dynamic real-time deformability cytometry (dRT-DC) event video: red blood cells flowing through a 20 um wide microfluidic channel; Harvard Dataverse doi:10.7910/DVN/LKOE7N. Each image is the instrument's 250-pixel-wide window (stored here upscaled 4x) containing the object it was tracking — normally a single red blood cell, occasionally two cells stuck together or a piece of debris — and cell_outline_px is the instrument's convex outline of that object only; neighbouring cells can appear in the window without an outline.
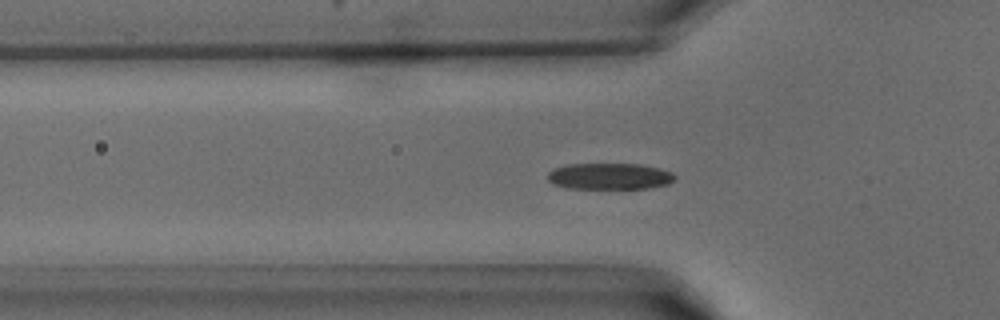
{"species": "common noctule bat (a hibernating species)", "species_latin": "Nyctalus noctula", "temperature_condition": "warm", "stored_images_in_passage": 33, "camera_frame_rate_fps": 3000, "um_per_image_px": 0.085, "animal": {"sex": "male", "body_mass_g": 15.6}, "frame": {"image": 1, "passage_image": 5, "time_ms": 1.333, "image_size_px": [1000, 320], "cell_outline_px": [[676, 180], [668, 184], [648, 188], [568, 188], [552, 184], [548, 180], [548, 172], [552, 168], [568, 164], [640, 164], [660, 168], [672, 172], [676, 176]], "centroid_in_image_um": [51.82, 14.98], "position_along_channel_um": 74.0, "area_um2": 19.65}}
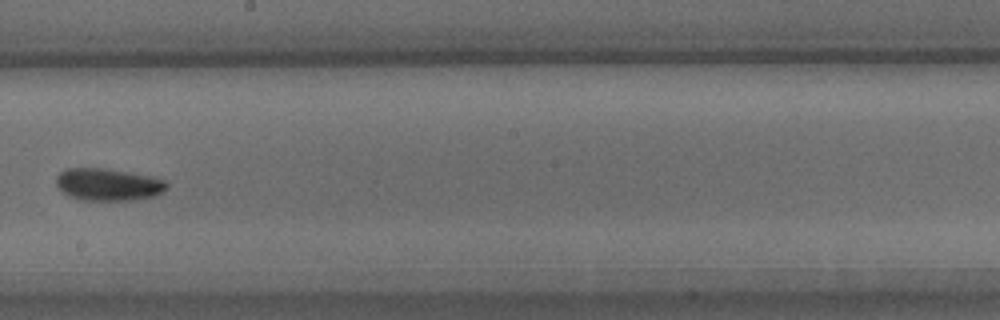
{"frame": {"image": 2, "passage_image": 15, "time_ms": 4.667, "image_size_px": [1000, 320], "cell_outline_px": [[168, 188], [164, 192], [156, 196], [132, 200], [80, 200], [64, 192], [56, 184], [56, 176], [60, 172], [68, 168], [100, 168], [152, 176], [164, 180], [168, 184]], "centroid_in_image_um": [9.23, 15.69], "position_along_channel_um": 239.0, "area_um2": 20.69}}
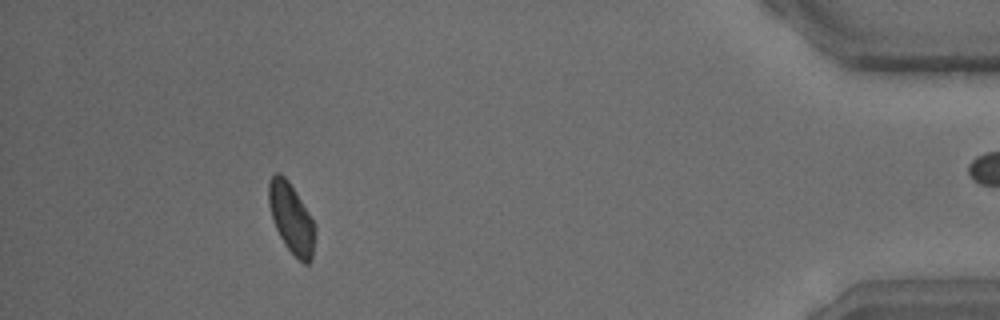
{"frame": {"image": 3, "passage_image": 29, "time_ms": 9.333, "image_size_px": [1000, 320], "cell_outline_px": [[316, 232], [312, 260], [308, 264], [304, 264], [284, 244], [276, 228], [268, 204], [268, 180], [276, 172], [280, 172], [288, 180], [308, 212], [316, 228]], "centroid_in_image_um": [24.76, 18.55], "position_along_channel_um": 410.4, "area_um2": 18.79}}